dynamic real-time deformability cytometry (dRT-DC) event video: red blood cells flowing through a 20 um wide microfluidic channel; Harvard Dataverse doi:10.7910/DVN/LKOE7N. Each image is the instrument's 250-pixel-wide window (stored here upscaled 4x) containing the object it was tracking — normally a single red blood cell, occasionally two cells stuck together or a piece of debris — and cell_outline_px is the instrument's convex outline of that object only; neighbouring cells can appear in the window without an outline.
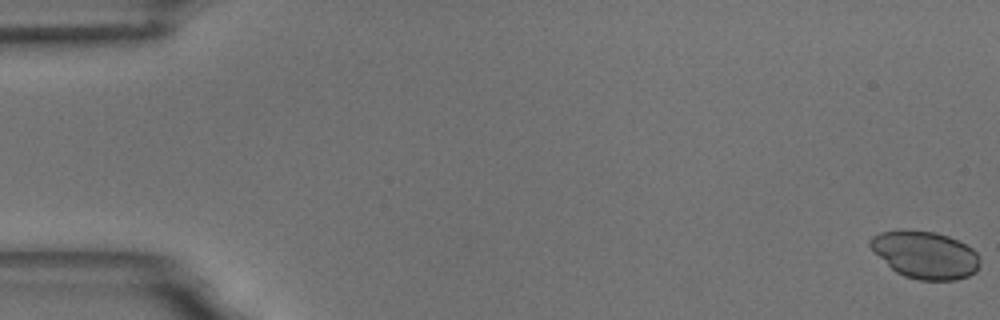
{"species": "common noctule bat (a hibernating species)", "species_latin": "Nyctalus noctula", "temperature_condition": "room temperature", "stored_images_in_passage": 45, "camera_frame_rate_fps": 3000, "um_per_image_px": 0.085, "animal": {"sex": "male", "body_mass_g": 18.8}, "frame": {"image": 1, "passage_image": 1, "time_ms": 0.0, "image_size_px": [1000, 320], "cell_outline_px": [[980, 264], [976, 272], [968, 276], [956, 280], [920, 280], [904, 276], [896, 272], [872, 252], [868, 244], [868, 240], [872, 236], [880, 232], [936, 232], [948, 236], [972, 248], [980, 256]], "centroid_in_image_um": [78.64, 21.69], "position_along_channel_um": 6.4, "area_um2": 30.0}}
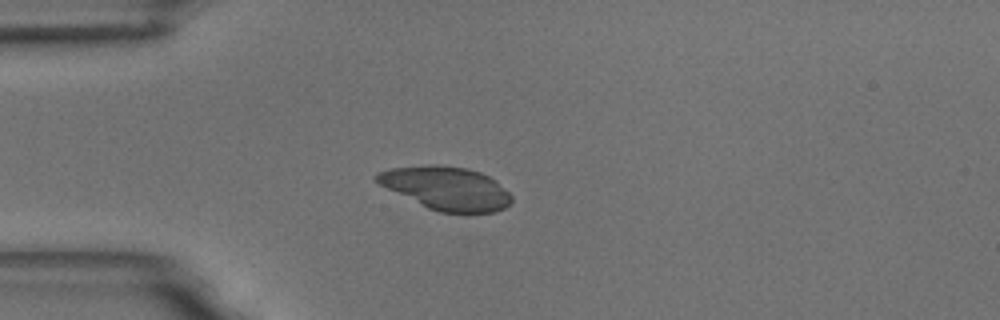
{"frame": {"image": 2, "passage_image": 16, "time_ms": 5.0, "image_size_px": [1000, 320], "cell_outline_px": [[512, 200], [504, 208], [496, 212], [440, 212], [428, 208], [380, 184], [372, 176], [380, 172], [392, 168], [428, 164], [436, 164], [468, 168], [480, 172], [496, 180], [512, 196]], "centroid_in_image_um": [37.96, 15.98], "position_along_channel_um": 47.0, "area_um2": 33.64}}